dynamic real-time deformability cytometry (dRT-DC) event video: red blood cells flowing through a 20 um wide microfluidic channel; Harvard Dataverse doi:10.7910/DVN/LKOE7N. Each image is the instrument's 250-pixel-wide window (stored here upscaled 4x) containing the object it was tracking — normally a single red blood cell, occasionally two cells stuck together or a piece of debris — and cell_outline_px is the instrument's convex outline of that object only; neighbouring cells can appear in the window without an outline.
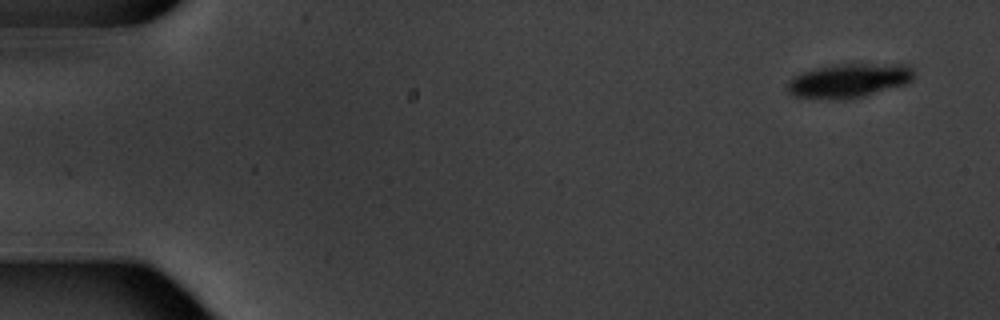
{"species": "common noctule bat (a hibernating species)", "species_latin": "Nyctalus noctula", "temperature_condition": "warm", "stored_images_in_passage": 7, "camera_frame_rate_fps": 3000, "um_per_image_px": 0.085, "animal": {"sex": "male", "body_mass_g": 20.1, "forearm_length_mm": 53.5}, "frame": {"image": 1, "passage_image": 1, "time_ms": 0.0, "image_size_px": [1000, 320], "cell_outline_px": [[912, 80], [908, 84], [864, 96], [844, 100], [796, 96], [788, 92], [788, 84], [800, 72], [816, 68], [844, 64], [904, 64], [912, 68]], "centroid_in_image_um": [72.2, 6.85], "position_along_channel_um": 12.8, "area_um2": 24.8}}
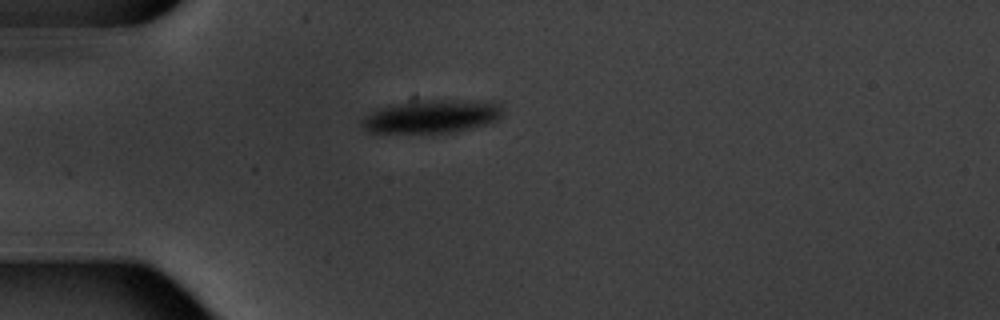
{"frame": {"image": 2, "passage_image": 4, "time_ms": 4.333, "image_size_px": [1000, 320], "cell_outline_px": [[504, 112], [496, 120], [488, 124], [452, 132], [368, 132], [360, 124], [360, 120], [364, 116], [376, 108], [416, 100], [496, 100], [500, 104]], "centroid_in_image_um": [36.73, 9.87], "position_along_channel_um": 48.3, "area_um2": 27.51}}
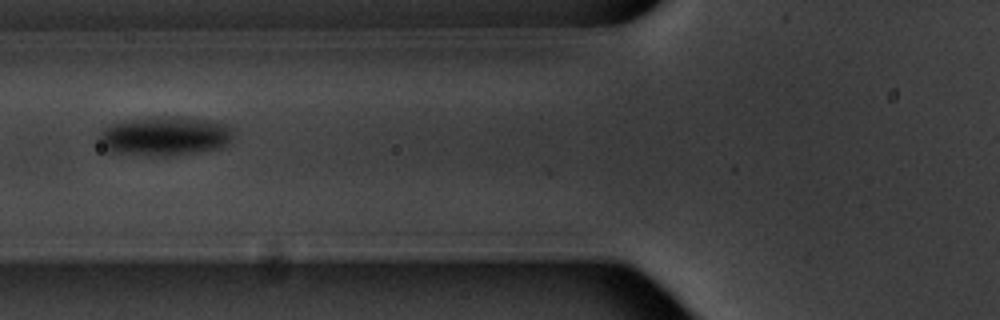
{"frame": {"image": 3, "passage_image": 6, "time_ms": 6.667, "image_size_px": [1000, 320], "cell_outline_px": [[232, 136], [228, 144], [220, 148], [200, 152], [168, 156], [152, 156], [108, 152], [100, 144], [96, 136], [108, 124], [124, 120], [164, 116], [176, 116], [216, 120], [232, 128]], "centroid_in_image_um": [13.98, 11.56], "position_along_channel_um": 111.8, "area_um2": 31.39}}